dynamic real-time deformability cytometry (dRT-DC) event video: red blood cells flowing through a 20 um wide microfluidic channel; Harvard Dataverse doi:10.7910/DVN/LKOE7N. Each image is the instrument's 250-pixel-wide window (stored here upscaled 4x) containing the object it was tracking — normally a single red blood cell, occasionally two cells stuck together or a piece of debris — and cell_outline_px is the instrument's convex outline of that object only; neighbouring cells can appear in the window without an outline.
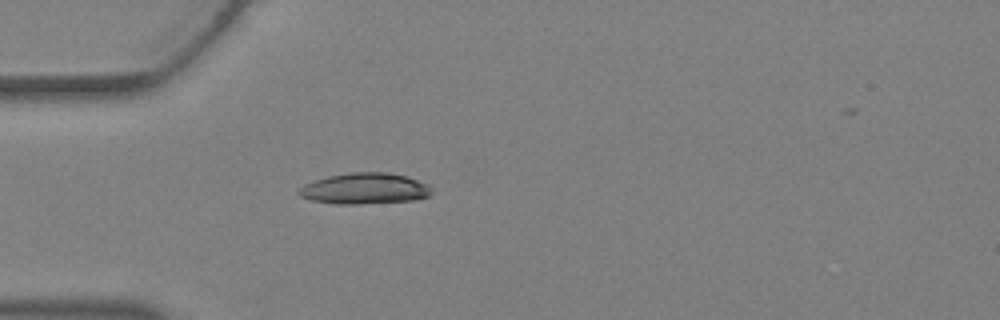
{"species": "Egyptian fruit bat (a non-hibernating species)", "species_latin": "Rousettus aegyptiacus", "temperature_condition": "warm", "stored_images_in_passage": 27, "camera_frame_rate_fps": 3000, "um_per_image_px": 0.085, "animal": {"sex": "female"}, "frame": {"image": 1, "passage_image": 1, "time_ms": 0.0, "image_size_px": [1000, 320], "cell_outline_px": [[432, 192], [428, 196], [412, 200], [360, 204], [336, 204], [312, 200], [300, 196], [296, 192], [304, 184], [328, 176], [352, 172], [388, 172], [408, 176], [432, 184]], "centroid_in_image_um": [31.05, 16.02], "position_along_channel_um": 54.0, "area_um2": 24.22}}
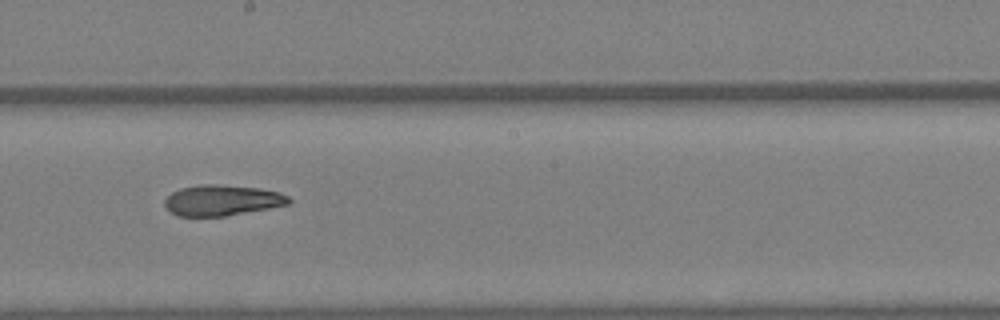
{"frame": {"image": 2, "passage_image": 11, "time_ms": 3.333, "image_size_px": [1000, 320], "cell_outline_px": [[292, 200], [288, 204], [268, 208], [224, 216], [180, 216], [172, 212], [164, 204], [164, 200], [172, 192], [180, 188], [200, 184], [216, 184], [260, 188], [280, 192], [288, 196]], "centroid_in_image_um": [18.88, 17.01], "position_along_channel_um": 229.3, "area_um2": 22.08}}
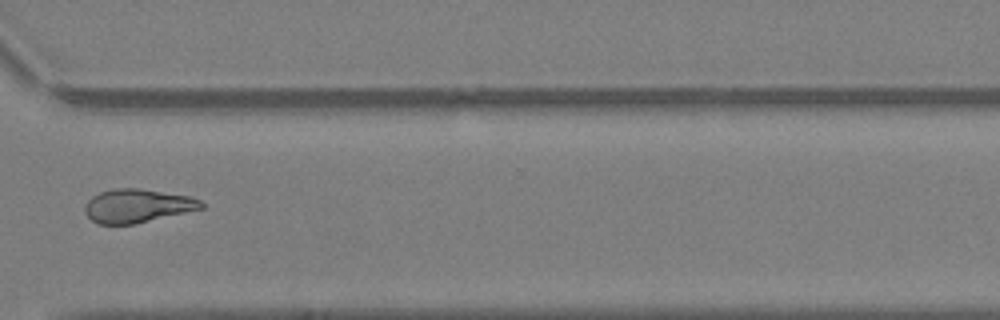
{"frame": {"image": 3, "passage_image": 18, "time_ms": 5.667, "image_size_px": [1000, 320], "cell_outline_px": [[204, 208], [136, 224], [100, 224], [92, 220], [84, 212], [84, 208], [88, 200], [92, 196], [100, 192], [116, 188], [140, 188], [192, 196], [200, 200], [204, 204]], "centroid_in_image_um": [11.7, 17.49], "position_along_channel_um": 358.9, "area_um2": 22.89}}